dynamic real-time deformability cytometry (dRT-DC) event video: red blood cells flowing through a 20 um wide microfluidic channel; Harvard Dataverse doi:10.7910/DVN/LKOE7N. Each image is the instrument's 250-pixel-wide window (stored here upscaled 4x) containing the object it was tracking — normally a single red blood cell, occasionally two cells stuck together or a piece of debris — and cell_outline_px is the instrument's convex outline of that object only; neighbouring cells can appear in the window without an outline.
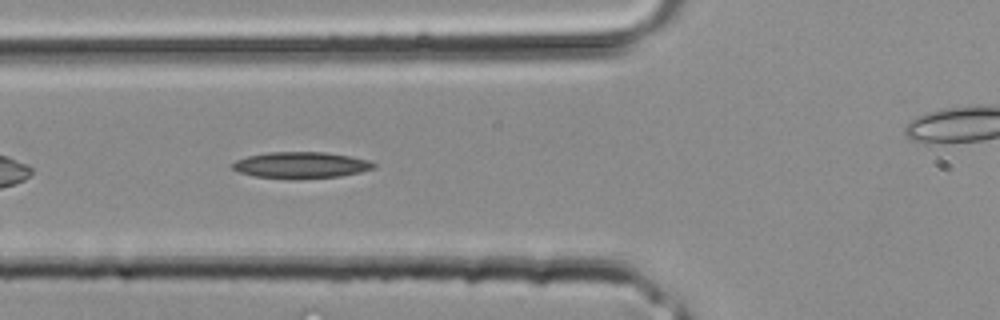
{"species": "common noctule bat (a hibernating species)", "species_latin": "Nyctalus noctula", "temperature_condition": "room temperature", "stored_images_in_passage": 11, "camera_frame_rate_fps": 3000, "um_per_image_px": 0.085, "animal": {"sex": "male", "body_mass_g": 20.4}, "frame": {"image": 1, "passage_image": 10, "time_ms": 3.0, "image_size_px": [1000, 320], "cell_outline_px": [[376, 168], [360, 172], [340, 176], [256, 176], [240, 172], [232, 168], [232, 164], [236, 160], [248, 156], [268, 152], [324, 152], [348, 156], [368, 160], [376, 164]], "centroid_in_image_um": [25.61, 13.98], "position_along_channel_um": 100.2, "area_um2": 20.52}}